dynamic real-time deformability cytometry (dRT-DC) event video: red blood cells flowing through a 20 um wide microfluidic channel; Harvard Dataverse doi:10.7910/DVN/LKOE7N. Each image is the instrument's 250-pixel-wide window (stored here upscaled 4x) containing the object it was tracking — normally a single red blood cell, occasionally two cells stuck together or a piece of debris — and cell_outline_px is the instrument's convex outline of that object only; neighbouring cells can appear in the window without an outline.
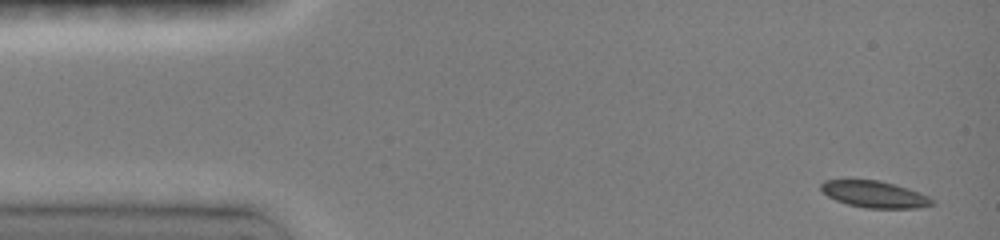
{"species": "common noctule bat (a hibernating species)", "species_latin": "Nyctalus noctula", "temperature_condition": "room temperature", "stored_images_in_passage": 8, "camera_frame_rate_fps": 3000, "um_per_image_px": 0.085, "animal": {"sex": "female", "body_mass_g": 19.0, "forearm_length_mm": 51.5}, "frame": {"image": 1, "passage_image": 1, "time_ms": 0.0, "image_size_px": [1000, 240], "cell_outline_px": [[936, 204], [916, 208], [864, 208], [848, 204], [836, 200], [828, 196], [820, 188], [820, 184], [824, 180], [880, 180], [908, 188], [928, 196], [936, 200]], "centroid_in_image_um": [74.36, 16.52], "position_along_channel_um": 10.6, "area_um2": 17.28}}
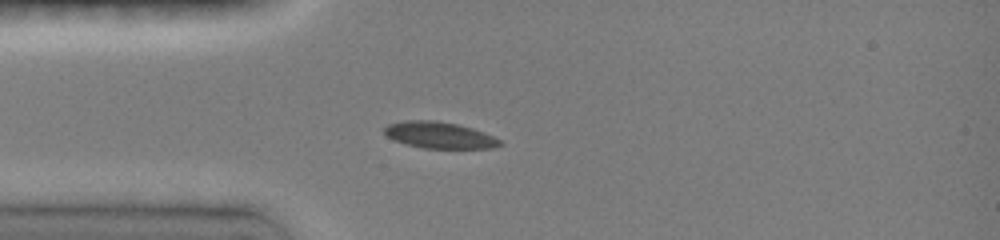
{"frame": {"image": 2, "passage_image": 5, "time_ms": 3.333, "image_size_px": [1000, 240], "cell_outline_px": [[504, 144], [492, 148], [424, 148], [408, 144], [396, 140], [388, 136], [384, 132], [384, 128], [388, 124], [404, 120], [432, 120], [456, 124], [472, 128], [484, 132], [500, 140]], "centroid_in_image_um": [37.36, 11.48], "position_along_channel_um": 47.6, "area_um2": 17.57}}